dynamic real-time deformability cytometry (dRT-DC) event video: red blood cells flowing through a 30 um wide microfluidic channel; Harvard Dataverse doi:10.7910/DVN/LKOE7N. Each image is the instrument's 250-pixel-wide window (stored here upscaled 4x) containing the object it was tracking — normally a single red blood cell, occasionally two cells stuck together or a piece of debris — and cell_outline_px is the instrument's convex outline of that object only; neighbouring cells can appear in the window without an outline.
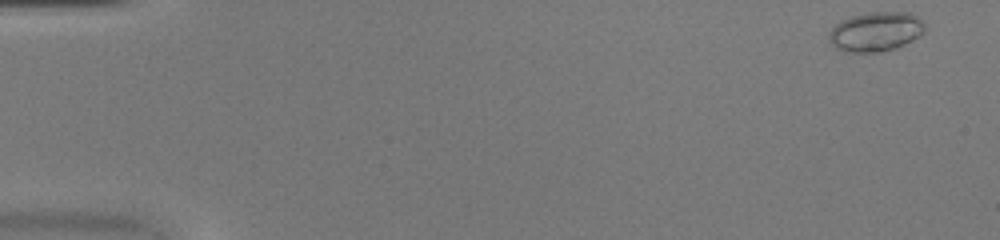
{"species": "common noctule bat (a hibernating species)", "species_latin": "Nyctalus noctula", "temperature_condition": "warm", "stored_images_in_passage": 12, "camera_frame_rate_fps": 3000, "um_per_image_px": 0.085, "animal": {"sex": "female", "body_mass_g": 20.0, "forearm_length_mm": 54.0}, "frame": {"image": 1, "passage_image": 1, "time_ms": 0.0, "image_size_px": [1000, 240], "cell_outline_px": [[924, 32], [920, 36], [896, 48], [880, 52], [844, 52], [836, 48], [828, 40], [828, 32], [840, 20], [848, 16], [872, 12], [912, 12], [924, 24]], "centroid_in_image_um": [74.4, 2.69], "position_along_channel_um": 10.6, "area_um2": 22.25}}